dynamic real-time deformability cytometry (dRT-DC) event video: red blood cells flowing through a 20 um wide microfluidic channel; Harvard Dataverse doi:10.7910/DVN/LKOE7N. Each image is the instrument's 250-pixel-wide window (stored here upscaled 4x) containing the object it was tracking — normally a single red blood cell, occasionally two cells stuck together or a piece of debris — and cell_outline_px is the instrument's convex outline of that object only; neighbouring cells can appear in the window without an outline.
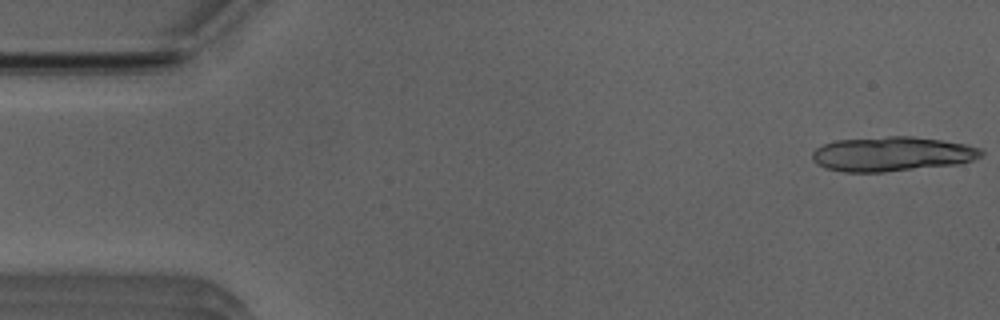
{"species": "Egyptian fruit bat (a non-hibernating species)", "species_latin": "Rousettus aegyptiacus", "temperature_condition": "room temperature", "stored_images_in_passage": 13, "camera_frame_rate_fps": 3000, "um_per_image_px": 0.085, "animal": {"sex": "male"}, "frame": {"image": 1, "passage_image": 1, "time_ms": 0.0, "image_size_px": [1000, 320], "cell_outline_px": [[984, 152], [980, 156], [972, 160], [956, 164], [884, 172], [844, 172], [824, 168], [812, 160], [812, 152], [816, 148], [824, 144], [836, 140], [888, 136], [912, 136], [940, 140], [964, 144], [980, 148]], "centroid_in_image_um": [75.78, 13.09], "position_along_channel_um": 9.2, "area_um2": 33.93}}